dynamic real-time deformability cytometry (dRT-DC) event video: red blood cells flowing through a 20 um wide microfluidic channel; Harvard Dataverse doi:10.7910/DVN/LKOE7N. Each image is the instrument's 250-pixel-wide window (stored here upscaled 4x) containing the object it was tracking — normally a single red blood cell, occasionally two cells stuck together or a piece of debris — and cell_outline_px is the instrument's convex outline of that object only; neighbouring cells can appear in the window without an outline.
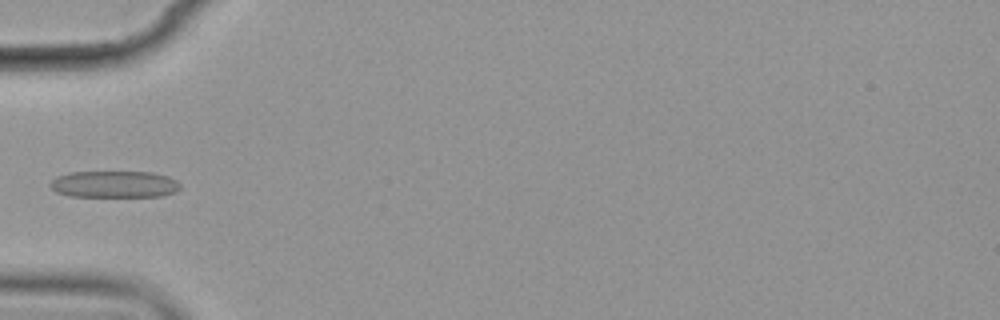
{"species": "common noctule bat (a hibernating species)", "species_latin": "Nyctalus noctula", "temperature_condition": "cold", "stored_images_in_passage": 8, "camera_frame_rate_fps": 3000, "um_per_image_px": 0.085, "animal": {"sex": "female", "body_mass_g": 19.9}, "frame": {"image": 1, "passage_image": 6, "time_ms": 5.667, "image_size_px": [1000, 320], "cell_outline_px": [[180, 188], [176, 192], [164, 196], [72, 196], [56, 192], [48, 184], [56, 176], [68, 172], [152, 172], [168, 176], [176, 180], [180, 184]], "centroid_in_image_um": [9.72, 15.65], "position_along_channel_um": 75.3, "area_um2": 20.35}}
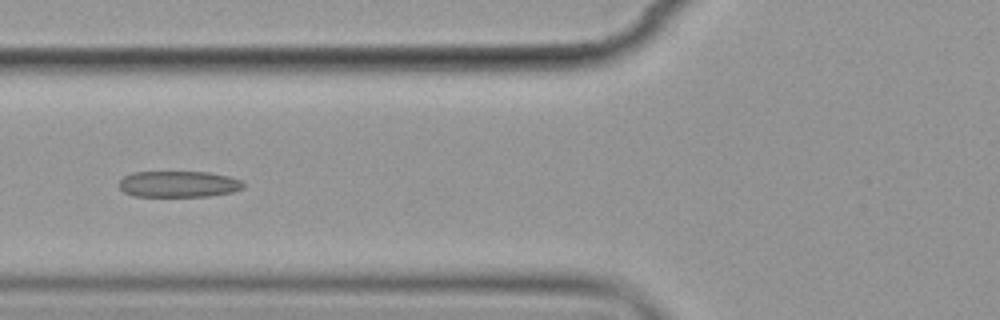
{"frame": {"image": 2, "passage_image": 7, "time_ms": 6.667, "image_size_px": [1000, 320], "cell_outline_px": [[244, 188], [232, 192], [208, 196], [132, 196], [124, 192], [120, 188], [120, 180], [124, 176], [132, 172], [208, 172], [228, 176], [240, 180], [244, 184]], "centroid_in_image_um": [15.17, 15.65], "position_along_channel_um": 110.6, "area_um2": 18.96}}
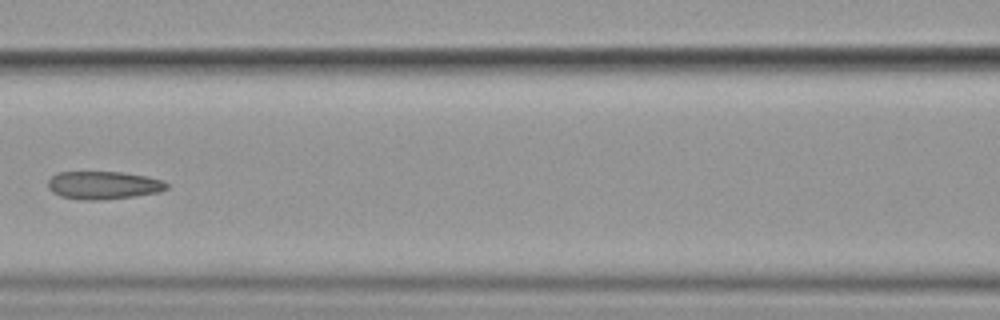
{"frame": {"image": 3, "passage_image": 8, "time_ms": 8.0, "image_size_px": [1000, 320], "cell_outline_px": [[168, 188], [160, 192], [104, 200], [84, 200], [60, 196], [52, 192], [48, 188], [48, 180], [52, 176], [60, 172], [120, 172], [144, 176], [164, 180], [168, 184]], "centroid_in_image_um": [8.79, 15.75], "position_along_channel_um": 157.8, "area_um2": 19.31}}